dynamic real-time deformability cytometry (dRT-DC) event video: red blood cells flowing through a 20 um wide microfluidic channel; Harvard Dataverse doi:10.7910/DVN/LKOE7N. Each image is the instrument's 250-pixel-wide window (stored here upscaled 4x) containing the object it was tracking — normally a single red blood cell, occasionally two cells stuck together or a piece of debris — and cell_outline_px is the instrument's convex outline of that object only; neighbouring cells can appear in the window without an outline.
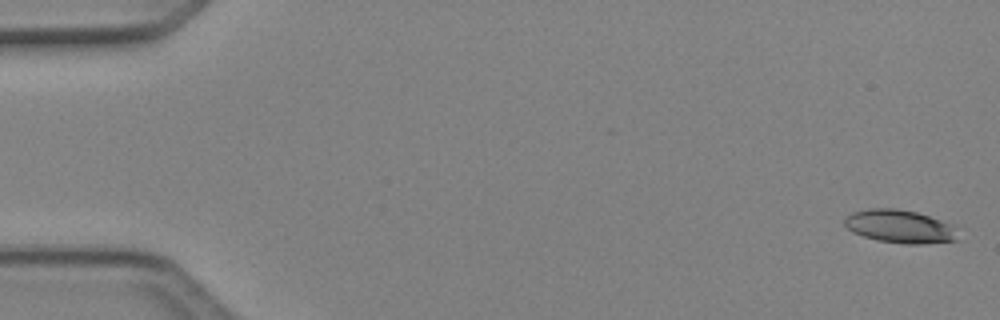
{"species": "Egyptian fruit bat (a non-hibernating species)", "species_latin": "Rousettus aegyptiacus", "temperature_condition": "cold", "stored_images_in_passage": 5, "camera_frame_rate_fps": 3000, "um_per_image_px": 0.085, "animal": {"sex": "female"}, "frame": {"image": 1, "passage_image": 1, "time_ms": 0.0, "image_size_px": [1000, 320], "cell_outline_px": [[956, 240], [924, 244], [904, 244], [876, 240], [852, 232], [844, 224], [844, 216], [852, 212], [868, 208], [896, 208], [916, 212], [940, 220], [948, 224]], "centroid_in_image_um": [76.35, 19.24], "position_along_channel_um": 8.7, "area_um2": 21.5}}
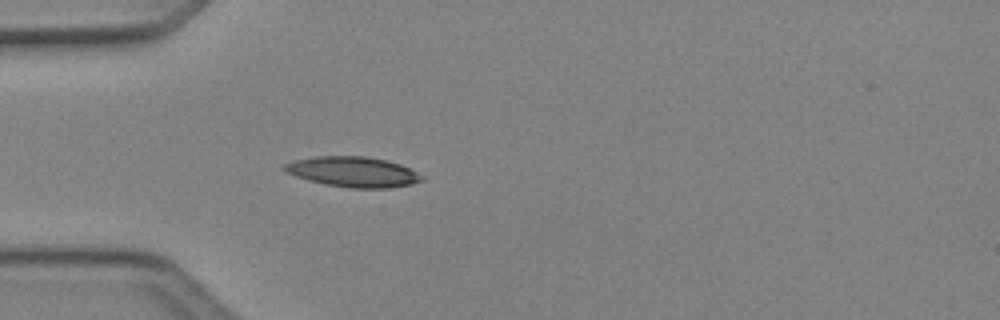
{"frame": {"image": 2, "passage_image": 5, "time_ms": 1.333, "image_size_px": [1000, 320], "cell_outline_px": [[424, 180], [412, 184], [392, 188], [352, 188], [324, 184], [308, 180], [296, 176], [288, 172], [284, 168], [284, 164], [292, 160], [316, 156], [368, 156], [400, 164], [424, 176]], "centroid_in_image_um": [30.03, 14.61], "position_along_channel_um": 55.0, "area_um2": 24.22}}